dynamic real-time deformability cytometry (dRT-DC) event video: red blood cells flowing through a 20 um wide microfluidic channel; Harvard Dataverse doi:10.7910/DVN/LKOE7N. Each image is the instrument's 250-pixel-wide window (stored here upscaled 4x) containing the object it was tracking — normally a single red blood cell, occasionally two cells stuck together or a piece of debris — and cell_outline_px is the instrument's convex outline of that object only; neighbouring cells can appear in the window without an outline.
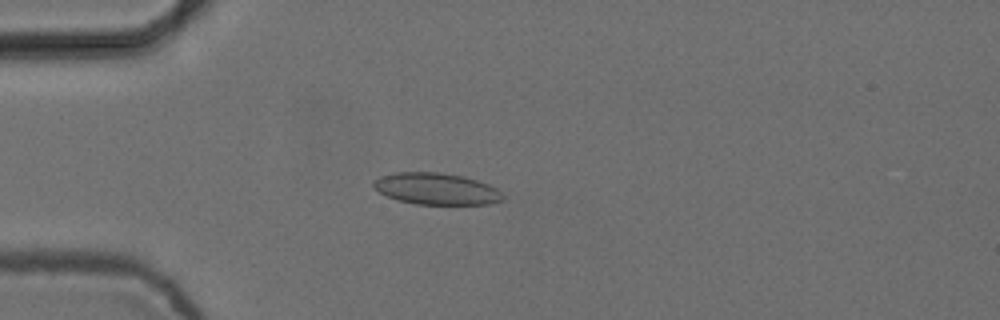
{"species": "common noctule bat (a hibernating species)", "species_latin": "Nyctalus noctula", "temperature_condition": "cold", "stored_images_in_passage": 3, "camera_frame_rate_fps": 3000, "um_per_image_px": 0.085, "animal": {"sex": "female", "body_mass_g": 24.6, "forearm_length_mm": 56.2}, "frame": {"image": 1, "passage_image": 3, "time_ms": 0.667, "image_size_px": [1000, 320], "cell_outline_px": [[504, 200], [488, 204], [416, 204], [400, 200], [388, 196], [380, 192], [372, 184], [372, 180], [380, 176], [392, 172], [440, 172], [464, 176], [488, 184], [496, 188], [504, 196]], "centroid_in_image_um": [37.08, 16.03], "position_along_channel_um": 47.9, "area_um2": 23.81}}